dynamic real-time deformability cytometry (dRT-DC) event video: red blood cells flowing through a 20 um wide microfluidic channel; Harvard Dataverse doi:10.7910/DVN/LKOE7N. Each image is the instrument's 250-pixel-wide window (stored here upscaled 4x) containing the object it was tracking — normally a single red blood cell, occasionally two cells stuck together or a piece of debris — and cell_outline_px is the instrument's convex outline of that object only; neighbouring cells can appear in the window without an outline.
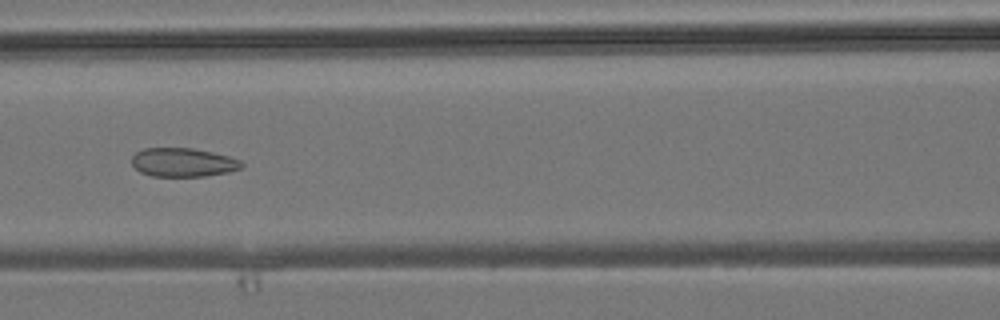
{"species": "common noctule bat (a hibernating species)", "species_latin": "Nyctalus noctula", "temperature_condition": "room temperature", "stored_images_in_passage": 6, "camera_frame_rate_fps": 3000, "um_per_image_px": 0.085, "animal": {"sex": "male", "body_mass_g": 19.2, "forearm_length_mm": 51.8}, "frame": {"image": 1, "passage_image": 6, "time_ms": 5.667, "image_size_px": [1000, 320], "cell_outline_px": [[244, 164], [240, 168], [228, 172], [204, 176], [152, 176], [140, 172], [132, 164], [132, 156], [136, 152], [144, 148], [192, 148], [212, 152], [228, 156], [240, 160]], "centroid_in_image_um": [15.54, 13.8], "position_along_channel_um": 151.1, "area_um2": 18.32}}